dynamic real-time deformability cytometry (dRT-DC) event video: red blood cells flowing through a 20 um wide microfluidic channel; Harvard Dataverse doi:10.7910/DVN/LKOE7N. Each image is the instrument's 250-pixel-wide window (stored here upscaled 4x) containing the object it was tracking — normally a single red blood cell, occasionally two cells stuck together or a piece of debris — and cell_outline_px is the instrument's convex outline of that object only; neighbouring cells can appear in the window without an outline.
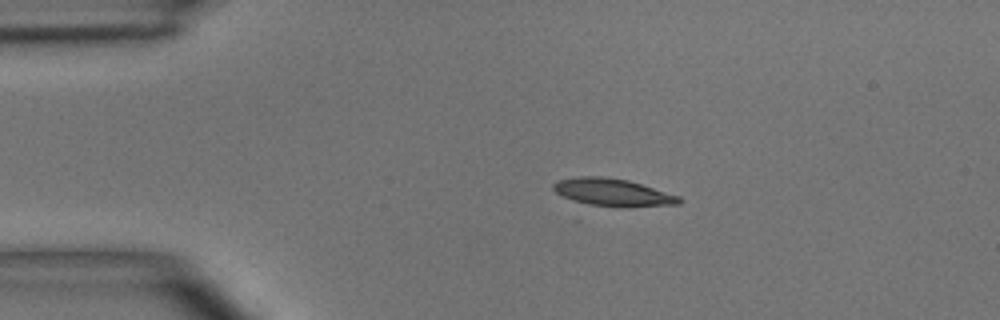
{"species": "common noctule bat (a hibernating species)", "species_latin": "Nyctalus noctula", "temperature_condition": "room temperature", "stored_images_in_passage": 2, "camera_frame_rate_fps": 3000, "um_per_image_px": 0.085, "animal": {"sex": "male", "body_mass_g": 15.6}, "frame": {"image": 1, "passage_image": 1, "time_ms": 0.0, "image_size_px": [1000, 320], "cell_outline_px": [[684, 200], [680, 204], [628, 208], [580, 204], [556, 192], [552, 188], [552, 184], [556, 180], [580, 176], [600, 176], [628, 180], [680, 196]], "centroid_in_image_um": [52.1, 16.37], "position_along_channel_um": 32.9, "area_um2": 20.58}}